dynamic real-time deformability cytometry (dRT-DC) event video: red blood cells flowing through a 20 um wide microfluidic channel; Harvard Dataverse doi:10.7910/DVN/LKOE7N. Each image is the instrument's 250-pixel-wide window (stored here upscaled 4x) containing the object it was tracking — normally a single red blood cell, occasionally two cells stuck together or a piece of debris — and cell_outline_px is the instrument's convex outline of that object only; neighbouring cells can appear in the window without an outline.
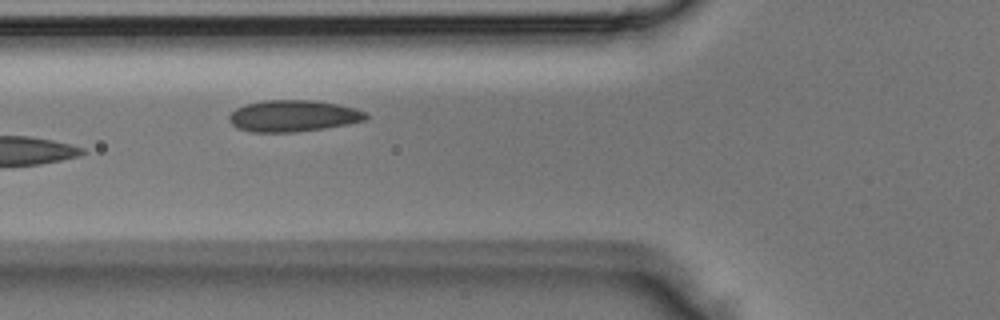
{"species": "Egyptian fruit bat (a non-hibernating species)", "species_latin": "Rousettus aegyptiacus", "temperature_condition": "room temperature", "stored_images_in_passage": 5, "camera_frame_rate_fps": 3000, "um_per_image_px": 0.085, "animal": {"sex": "male"}, "frame": {"image": 1, "passage_image": 5, "time_ms": 1.333, "image_size_px": [1000, 320], "cell_outline_px": [[368, 120], [348, 124], [324, 128], [296, 132], [252, 132], [236, 128], [228, 120], [228, 116], [236, 108], [244, 104], [264, 100], [312, 100], [336, 104], [356, 108], [368, 112]], "centroid_in_image_um": [24.93, 9.85], "position_along_channel_um": 100.9, "area_um2": 25.37}}